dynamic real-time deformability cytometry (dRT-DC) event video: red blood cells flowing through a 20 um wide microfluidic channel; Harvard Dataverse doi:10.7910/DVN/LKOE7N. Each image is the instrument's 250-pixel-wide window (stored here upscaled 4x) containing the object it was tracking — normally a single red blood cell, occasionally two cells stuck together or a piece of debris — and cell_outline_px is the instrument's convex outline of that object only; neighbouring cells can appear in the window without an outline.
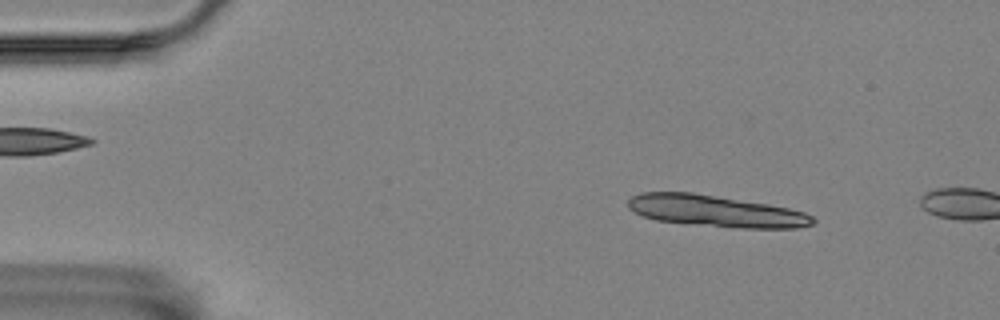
{"species": "Egyptian fruit bat (a non-hibernating species)", "species_latin": "Rousettus aegyptiacus", "temperature_condition": "room temperature", "stored_images_in_passage": 8, "camera_frame_rate_fps": 3000, "um_per_image_px": 0.085, "animal": {"sex": "female"}, "frame": {"image": 1, "passage_image": 6, "time_ms": 1.667, "image_size_px": [1000, 320], "cell_outline_px": [[816, 220], [812, 224], [796, 228], [740, 228], [656, 220], [644, 216], [628, 208], [628, 200], [632, 196], [640, 192], [692, 192], [768, 204], [788, 208], [804, 212], [812, 216]], "centroid_in_image_um": [60.84, 17.93], "position_along_channel_um": 24.2, "area_um2": 33.64}}